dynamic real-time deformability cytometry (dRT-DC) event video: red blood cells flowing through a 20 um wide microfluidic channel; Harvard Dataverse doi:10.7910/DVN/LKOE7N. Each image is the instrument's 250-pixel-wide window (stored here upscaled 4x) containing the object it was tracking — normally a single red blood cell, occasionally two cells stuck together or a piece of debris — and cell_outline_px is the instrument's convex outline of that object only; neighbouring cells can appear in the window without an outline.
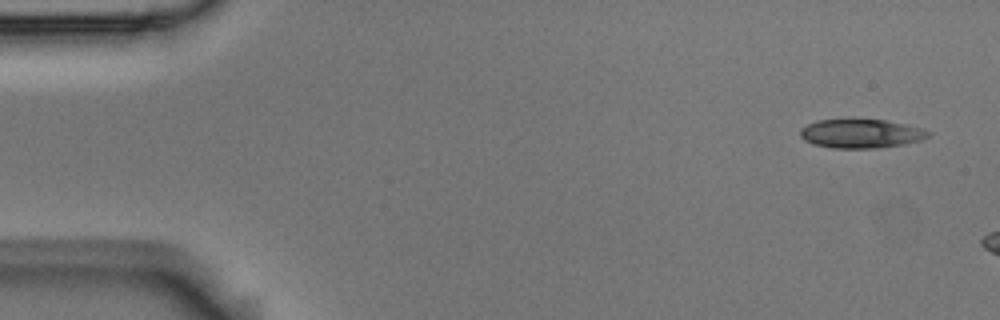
{"species": "Egyptian fruit bat (a non-hibernating species)", "species_latin": "Rousettus aegyptiacus", "temperature_condition": "room temperature", "stored_images_in_passage": 3, "camera_frame_rate_fps": 3000, "um_per_image_px": 0.085, "animal": {"sex": "male"}, "frame": {"image": 1, "passage_image": 1, "time_ms": 0.0, "image_size_px": [1000, 320], "cell_outline_px": [[932, 132], [928, 136], [920, 140], [904, 144], [872, 148], [832, 148], [812, 144], [804, 140], [800, 136], [800, 128], [816, 120], [848, 116], [852, 116], [884, 120], [924, 128]], "centroid_in_image_um": [73.12, 11.3], "position_along_channel_um": 11.9, "area_um2": 22.48}}